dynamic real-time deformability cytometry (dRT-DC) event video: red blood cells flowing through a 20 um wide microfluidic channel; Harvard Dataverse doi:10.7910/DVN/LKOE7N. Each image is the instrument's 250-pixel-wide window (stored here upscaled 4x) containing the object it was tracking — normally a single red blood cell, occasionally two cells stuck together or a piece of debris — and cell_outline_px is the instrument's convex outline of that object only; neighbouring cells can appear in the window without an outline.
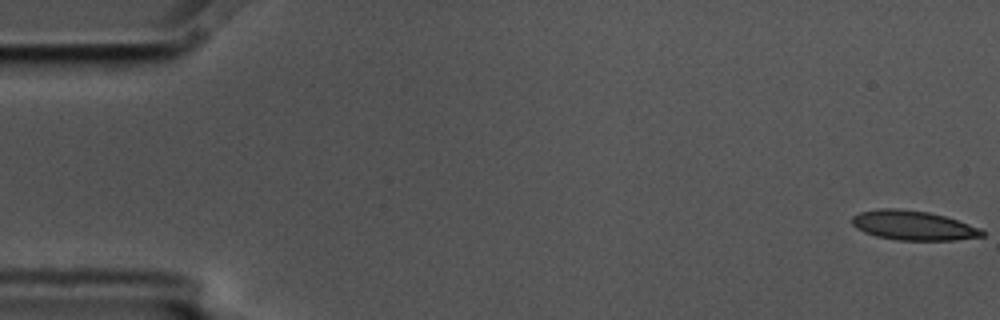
{"species": "common noctule bat (a hibernating species)", "species_latin": "Nyctalus noctula", "temperature_condition": "cold", "stored_images_in_passage": 6, "camera_frame_rate_fps": 3000, "um_per_image_px": 0.085, "animal": {"sex": "male", "body_mass_g": 17.5, "forearm_length_mm": 52.3}, "frame": {"image": 1, "passage_image": 1, "time_ms": 0.0, "image_size_px": [1000, 320], "cell_outline_px": [[984, 236], [956, 240], [896, 240], [876, 236], [864, 232], [856, 228], [852, 224], [852, 216], [860, 212], [880, 208], [896, 208], [928, 212], [944, 216], [980, 228], [984, 232]], "centroid_in_image_um": [77.59, 19.16], "position_along_channel_um": 7.4, "area_um2": 22.25}}
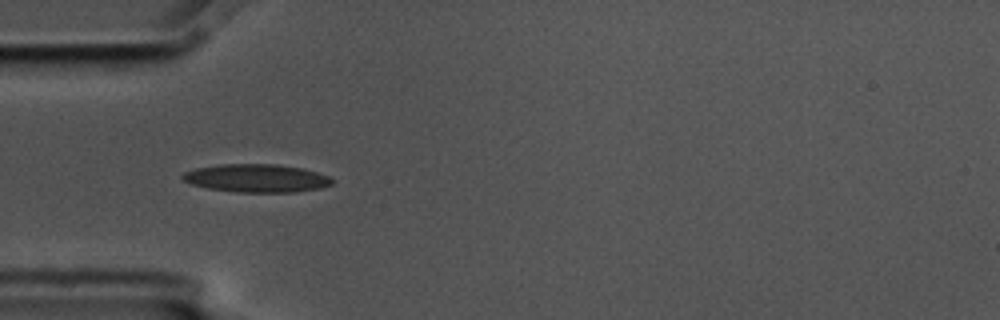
{"frame": {"image": 2, "passage_image": 5, "time_ms": 1.333, "image_size_px": [1000, 320], "cell_outline_px": [[332, 184], [320, 188], [296, 192], [236, 192], [208, 188], [192, 184], [184, 180], [180, 176], [184, 172], [196, 168], [220, 164], [276, 164], [300, 168], [316, 172], [328, 176], [332, 180]], "centroid_in_image_um": [21.78, 15.15], "position_along_channel_um": 63.2, "area_um2": 24.33}}